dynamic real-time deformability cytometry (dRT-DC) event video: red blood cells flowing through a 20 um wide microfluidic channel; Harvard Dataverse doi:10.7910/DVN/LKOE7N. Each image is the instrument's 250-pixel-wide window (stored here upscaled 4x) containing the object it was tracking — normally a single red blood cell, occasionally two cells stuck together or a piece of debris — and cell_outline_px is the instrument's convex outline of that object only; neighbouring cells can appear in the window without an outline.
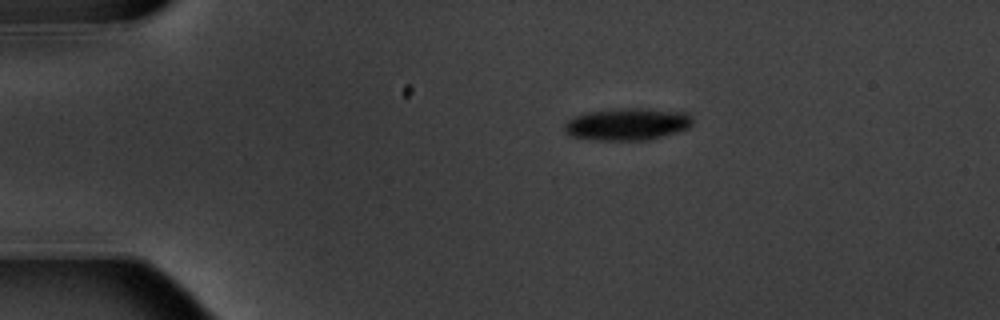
{"species": "common noctule bat (a hibernating species)", "species_latin": "Nyctalus noctula", "temperature_condition": "warm", "stored_images_in_passage": 5, "camera_frame_rate_fps": 3000, "um_per_image_px": 0.085, "animal": {"sex": "male", "body_mass_g": 20.1, "forearm_length_mm": 53.5}, "frame": {"image": 1, "passage_image": 1, "time_ms": 0.0, "image_size_px": [1000, 320], "cell_outline_px": [[692, 124], [688, 128], [648, 140], [596, 140], [568, 136], [564, 132], [564, 124], [568, 120], [576, 116], [588, 112], [616, 108], [644, 108], [688, 112], [692, 116]], "centroid_in_image_um": [53.31, 10.55], "position_along_channel_um": 31.7, "area_um2": 24.16}}